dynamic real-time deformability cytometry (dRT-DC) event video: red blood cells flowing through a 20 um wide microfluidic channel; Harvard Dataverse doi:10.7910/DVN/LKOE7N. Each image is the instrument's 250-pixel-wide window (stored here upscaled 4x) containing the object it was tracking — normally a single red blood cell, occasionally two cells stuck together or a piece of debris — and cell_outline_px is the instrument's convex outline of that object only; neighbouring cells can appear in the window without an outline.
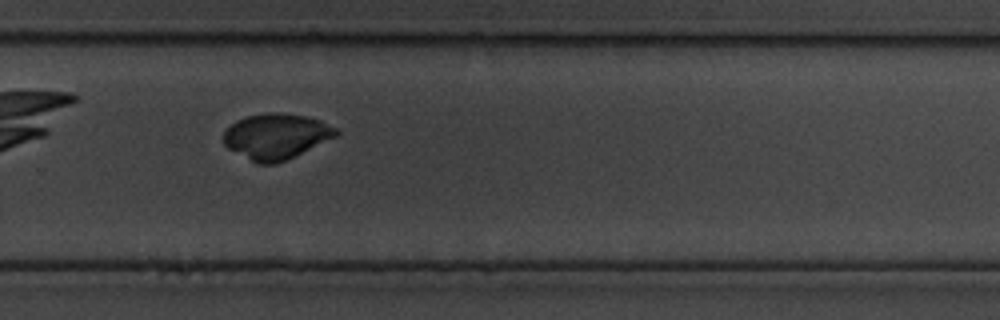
{"species": "common noctule bat (a hibernating species)", "species_latin": "Nyctalus noctula", "temperature_condition": "cold", "stored_images_in_passage": 17, "camera_frame_rate_fps": 3000, "um_per_image_px": 0.085, "animal": {"sex": "male", "body_mass_g": 19.5, "forearm_length_mm": 54.6}, "frame": {"image": 1, "passage_image": 15, "time_ms": 4.667, "image_size_px": [1000, 320], "cell_outline_px": [[340, 132], [336, 136], [276, 164], [256, 164], [228, 148], [224, 144], [224, 132], [236, 120], [248, 116], [268, 112], [280, 112], [304, 116], [320, 120], [336, 128]], "centroid_in_image_um": [23.45, 11.58], "position_along_channel_um": 306.4, "area_um2": 29.54}}